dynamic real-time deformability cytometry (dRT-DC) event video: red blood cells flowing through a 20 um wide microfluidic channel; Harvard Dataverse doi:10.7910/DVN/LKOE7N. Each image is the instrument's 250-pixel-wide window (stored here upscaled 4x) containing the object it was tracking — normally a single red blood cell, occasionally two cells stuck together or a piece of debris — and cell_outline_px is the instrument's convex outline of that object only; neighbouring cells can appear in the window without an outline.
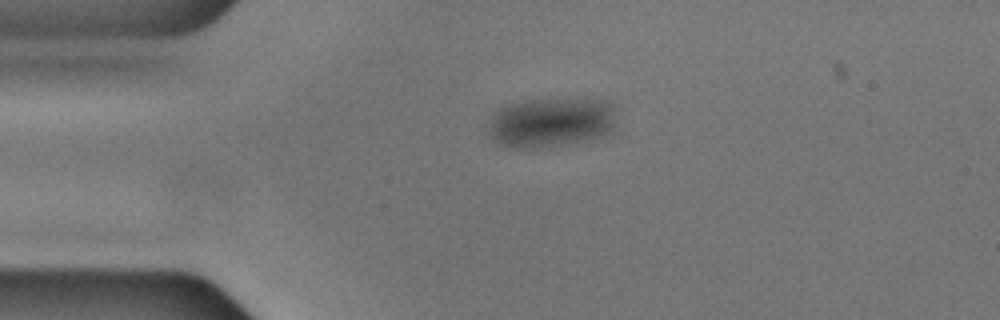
{"species": "common noctule bat (a hibernating species)", "species_latin": "Nyctalus noctula", "temperature_condition": "cold", "stored_images_in_passage": 45, "camera_frame_rate_fps": 3000, "um_per_image_px": 0.085, "animal": {"sex": "male", "body_mass_g": 17.9, "forearm_length_mm": 54.2}, "frame": {"image": 1, "passage_image": 1, "time_ms": 0.0, "image_size_px": [1000, 320], "cell_outline_px": [[616, 124], [612, 132], [600, 136], [584, 140], [532, 148], [516, 148], [500, 144], [492, 136], [492, 116], [500, 108], [508, 104], [524, 100], [604, 100], [612, 104], [616, 120]], "centroid_in_image_um": [46.89, 10.39], "position_along_channel_um": 38.1, "area_um2": 36.13}}
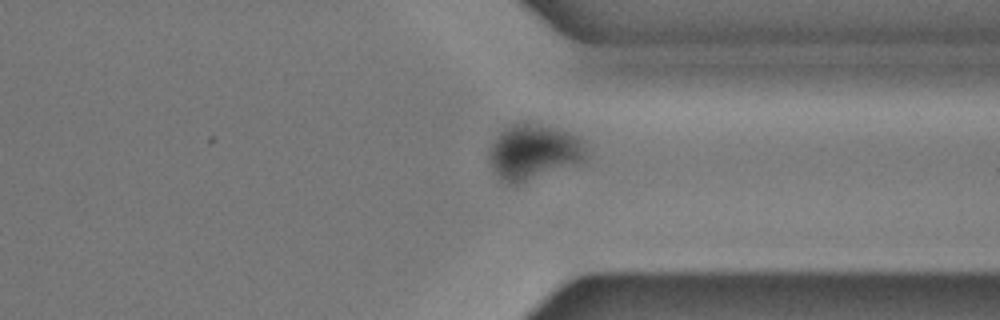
{"frame": {"image": 2, "passage_image": 31, "time_ms": 10.0, "image_size_px": [1000, 320], "cell_outline_px": [[584, 160], [516, 184], [508, 184], [496, 172], [488, 156], [492, 144], [496, 136], [504, 128], [520, 120], [524, 120], [556, 128], [580, 136], [584, 140]], "centroid_in_image_um": [45.34, 12.84], "position_along_channel_um": 366.1, "area_um2": 30.69}}
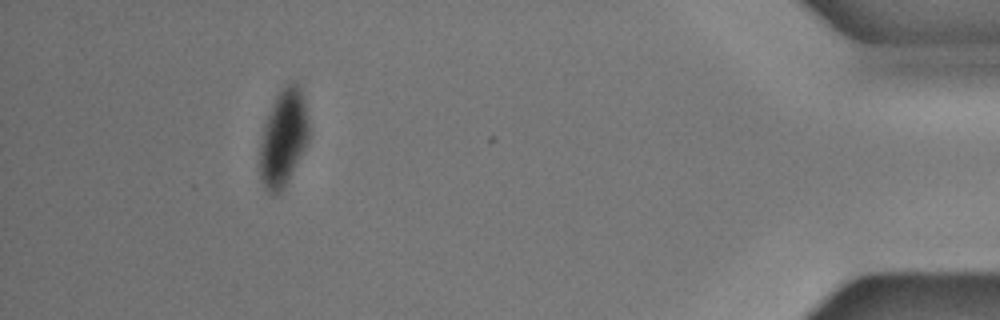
{"frame": {"image": 3, "passage_image": 40, "time_ms": 13.0, "image_size_px": [1000, 320], "cell_outline_px": [[308, 144], [284, 188], [280, 192], [272, 192], [264, 184], [260, 176], [260, 140], [264, 124], [268, 112], [280, 88], [288, 80], [296, 80], [300, 84], [304, 100], [308, 120]], "centroid_in_image_um": [24.11, 11.61], "position_along_channel_um": 411.1, "area_um2": 27.86}}